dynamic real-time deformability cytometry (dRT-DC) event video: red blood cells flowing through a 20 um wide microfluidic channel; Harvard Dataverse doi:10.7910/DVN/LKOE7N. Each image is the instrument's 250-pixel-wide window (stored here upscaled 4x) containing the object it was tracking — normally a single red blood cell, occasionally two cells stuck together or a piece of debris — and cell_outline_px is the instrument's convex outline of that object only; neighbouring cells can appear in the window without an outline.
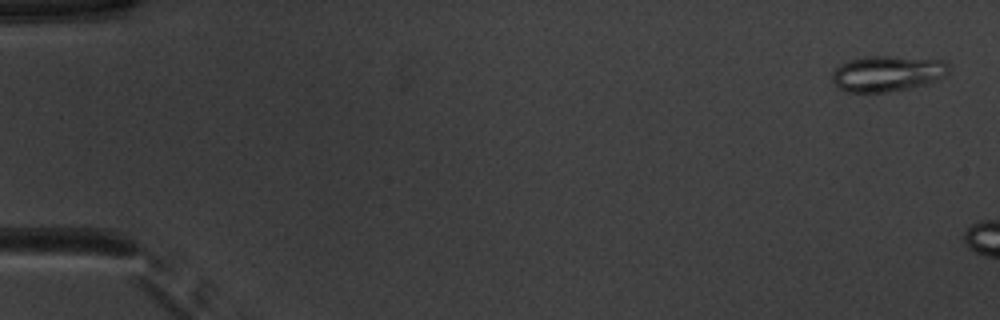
{"species": "common noctule bat (a hibernating species)", "species_latin": "Nyctalus noctula", "temperature_condition": "warm", "stored_images_in_passage": 7, "camera_frame_rate_fps": 3000, "um_per_image_px": 0.085, "animal": {"sex": "male", "body_mass_g": 20.1, "forearm_length_mm": 53.5}, "frame": {"image": 1, "passage_image": 2, "time_ms": 0.333, "image_size_px": [1000, 320], "cell_outline_px": [[948, 72], [944, 76], [924, 84], [908, 88], [888, 92], [848, 92], [840, 88], [832, 80], [832, 72], [840, 64], [848, 60], [864, 56], [892, 56], [944, 60], [948, 64]], "centroid_in_image_um": [75.39, 6.23], "position_along_channel_um": 9.6, "area_um2": 24.16}}